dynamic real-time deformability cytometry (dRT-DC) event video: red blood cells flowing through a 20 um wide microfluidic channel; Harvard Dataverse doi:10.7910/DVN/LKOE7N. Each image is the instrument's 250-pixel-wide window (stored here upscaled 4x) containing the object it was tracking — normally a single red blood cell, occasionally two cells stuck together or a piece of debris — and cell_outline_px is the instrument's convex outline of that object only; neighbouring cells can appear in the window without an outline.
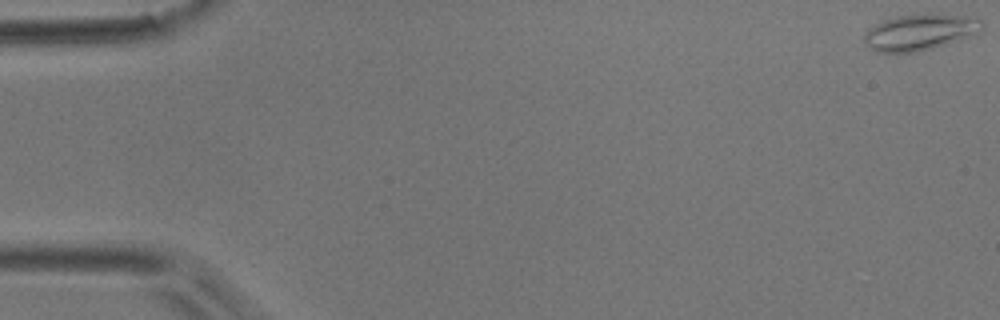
{"species": "common noctule bat (a hibernating species)", "species_latin": "Nyctalus noctula", "temperature_condition": "room temperature", "stored_images_in_passage": 55, "camera_frame_rate_fps": 3000, "um_per_image_px": 0.085, "animal": {"sex": "male", "body_mass_g": 17.9}, "frame": {"image": 1, "passage_image": 1, "time_ms": 0.0, "image_size_px": [1000, 320], "cell_outline_px": [[984, 28], [980, 32], [944, 44], [916, 52], [876, 52], [864, 40], [864, 32], [868, 28], [884, 20], [900, 16], [920, 12], [932, 12], [960, 16], [984, 20]], "centroid_in_image_um": [78.19, 2.7], "position_along_channel_um": 6.8, "area_um2": 24.74}}
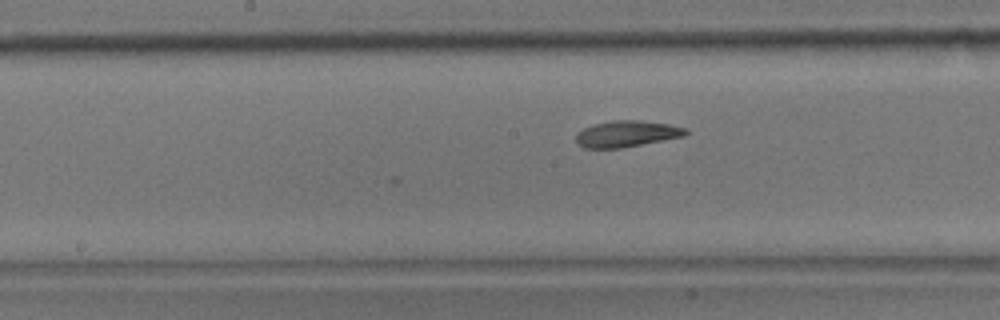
{"frame": {"image": 2, "passage_image": 28, "time_ms": 9.0, "image_size_px": [1000, 320], "cell_outline_px": [[688, 132], [684, 136], [664, 140], [620, 148], [584, 148], [576, 144], [576, 132], [584, 128], [596, 124], [612, 120], [640, 120], [668, 124], [688, 128]], "centroid_in_image_um": [53.26, 11.37], "position_along_channel_um": 194.9, "area_um2": 16.82}}
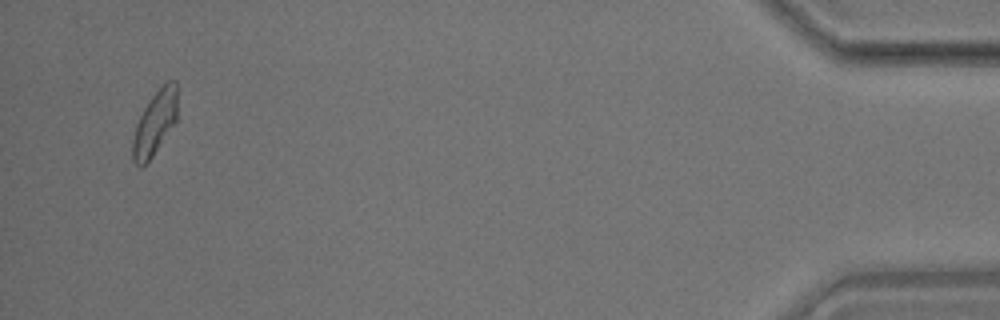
{"frame": {"image": 3, "passage_image": 53, "time_ms": 17.333, "image_size_px": [1000, 320], "cell_outline_px": [[176, 124], [152, 156], [140, 168], [132, 160], [132, 140], [136, 124], [144, 108], [152, 96], [168, 80], [176, 80]], "centroid_in_image_um": [13.16, 10.48], "position_along_channel_um": 422.0, "area_um2": 16.59}, "authors_computed_cell_mechanics": {"area_um2": 17.2244, "velocity_mm_per_s": 3.6686, "shape_relaxation_time_tau1_ms": 5.3855, "shape_relaxation_time_tau2_ms": 3.7378, "deformation_change_tau1": 0.1383, "deformation_change_tau2": 0.1156}}